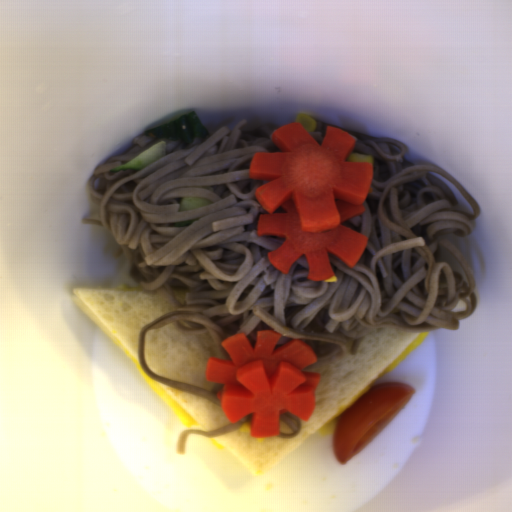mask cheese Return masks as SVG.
<instances>
[{
  "instance_id": "cheese-1",
  "label": "cheese",
  "mask_w": 512,
  "mask_h": 512,
  "mask_svg": "<svg viewBox=\"0 0 512 512\" xmlns=\"http://www.w3.org/2000/svg\"><path fill=\"white\" fill-rule=\"evenodd\" d=\"M124 350V349H123ZM125 355L137 369L139 374L150 386V388L157 394V396L164 402V404L171 410V412L178 418V420L185 426L188 431H205L208 432L158 381L151 378L141 366V363L133 357L127 350H124Z\"/></svg>"
},
{
  "instance_id": "cheese-2",
  "label": "cheese",
  "mask_w": 512,
  "mask_h": 512,
  "mask_svg": "<svg viewBox=\"0 0 512 512\" xmlns=\"http://www.w3.org/2000/svg\"><path fill=\"white\" fill-rule=\"evenodd\" d=\"M429 331L420 332L410 344L364 389H362L354 398H352L344 407H342L334 416H332L328 422L337 420L343 413H345L350 407H352L357 401H359L365 394H367L374 384L380 380L383 376L389 375L417 346L418 344L429 334ZM326 424V425H327Z\"/></svg>"
},
{
  "instance_id": "cheese-3",
  "label": "cheese",
  "mask_w": 512,
  "mask_h": 512,
  "mask_svg": "<svg viewBox=\"0 0 512 512\" xmlns=\"http://www.w3.org/2000/svg\"><path fill=\"white\" fill-rule=\"evenodd\" d=\"M206 437V436H205ZM214 446L219 449H223V445L213 436L211 438L206 437Z\"/></svg>"
}]
</instances>
